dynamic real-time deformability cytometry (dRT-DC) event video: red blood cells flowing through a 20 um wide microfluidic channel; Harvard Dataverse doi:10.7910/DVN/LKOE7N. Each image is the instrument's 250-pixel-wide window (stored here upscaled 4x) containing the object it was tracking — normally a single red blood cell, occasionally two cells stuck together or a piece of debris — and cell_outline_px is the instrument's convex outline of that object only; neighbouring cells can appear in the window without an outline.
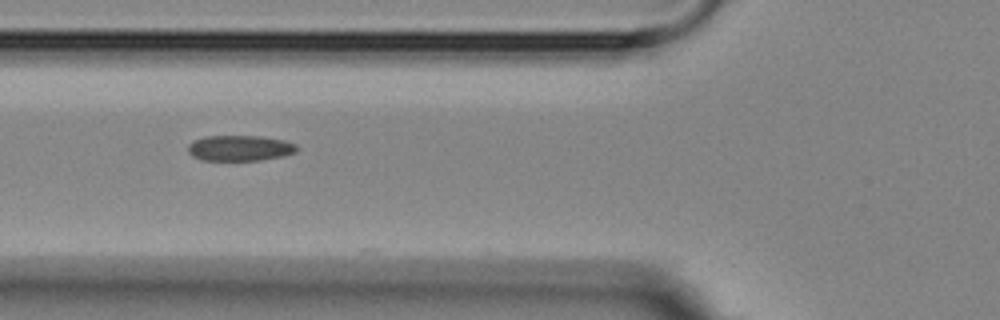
{"species": "Egyptian fruit bat (a non-hibernating species)", "species_latin": "Rousettus aegyptiacus", "temperature_condition": "room temperature", "stored_images_in_passage": 12, "camera_frame_rate_fps": 3000, "um_per_image_px": 0.085, "animal": {"sex": "female"}, "frame": {"image": 1, "passage_image": 3, "time_ms": 2.333, "image_size_px": [1000, 320], "cell_outline_px": [[296, 152], [284, 156], [260, 160], [200, 160], [192, 156], [188, 152], [188, 144], [192, 140], [204, 136], [260, 136], [284, 140], [296, 144]], "centroid_in_image_um": [20.35, 12.58], "position_along_channel_um": 105.5, "area_um2": 16.36}}
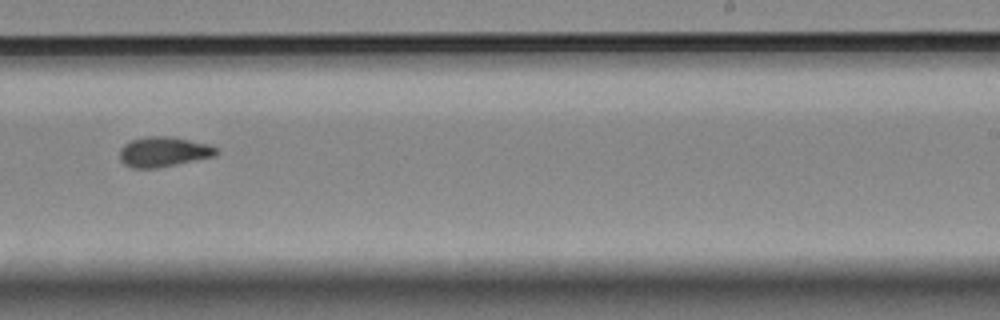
{"frame": {"image": 2, "passage_image": 7, "time_ms": 7.0, "image_size_px": [1000, 320], "cell_outline_px": [[220, 152], [216, 156], [156, 168], [132, 168], [124, 164], [120, 160], [120, 148], [124, 144], [132, 140], [148, 136], [168, 136], [212, 144]], "centroid_in_image_um": [13.93, 12.9], "position_along_channel_um": 275.1, "area_um2": 16.99}}
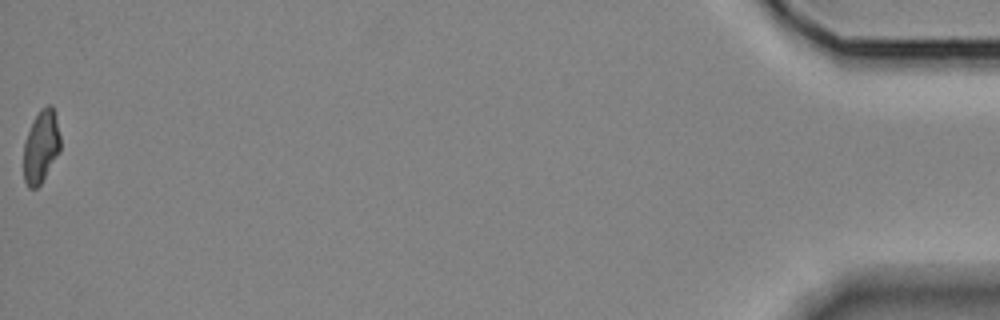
{"frame": {"image": 3, "passage_image": 12, "time_ms": 14.0, "image_size_px": [1000, 320], "cell_outline_px": [[60, 152], [40, 184], [36, 188], [28, 188], [24, 180], [24, 140], [32, 120], [40, 108], [48, 104], [52, 104], [56, 116], [60, 136]], "centroid_in_image_um": [3.49, 12.42], "position_along_channel_um": 431.7, "area_um2": 15.78}, "authors_computed_cell_mechanics": {"area_um2": 16.3285, "velocity_mm_per_s": 3.6466, "shape_relaxation_time_tau1_ms": null, "shape_relaxation_time_tau2_ms": 2.1624, "deformation_change_tau1": null, "deformation_change_tau2": 0.062}}